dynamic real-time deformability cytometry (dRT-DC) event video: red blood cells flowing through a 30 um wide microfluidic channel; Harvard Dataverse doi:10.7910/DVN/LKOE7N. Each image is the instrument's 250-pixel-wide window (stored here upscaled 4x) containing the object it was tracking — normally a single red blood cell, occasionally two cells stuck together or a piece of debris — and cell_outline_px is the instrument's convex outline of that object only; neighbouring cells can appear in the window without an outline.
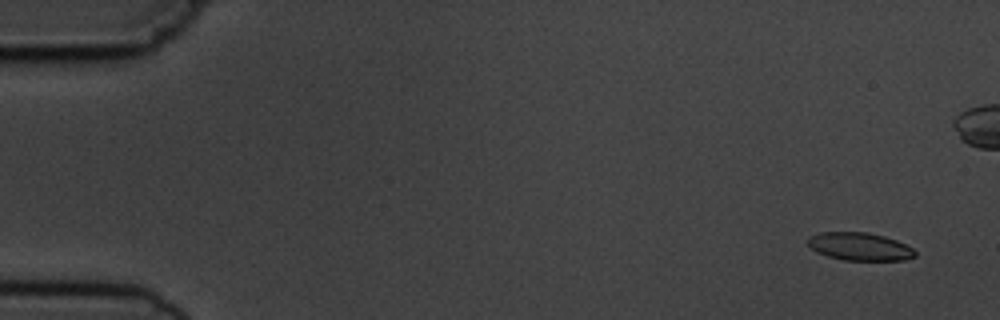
{"species": "common noctule bat (a hibernating species)", "species_latin": "Nyctalus noctula", "temperature_condition": "cold", "stored_images_in_passage": 7, "segment_of_instrument_passage": [1, 2], "camera_frame_rate_fps": 3000, "um_per_image_px": 0.085, "animal": {"sex": "male", "body_mass_g": 19.5, "forearm_length_mm": 54.6}, "frame": {"image": 1, "passage_image": 1, "time_ms": 0.0, "image_size_px": [1000, 320], "cell_outline_px": [[916, 256], [904, 260], [844, 260], [828, 256], [816, 252], [808, 244], [808, 240], [812, 236], [820, 232], [868, 232], [884, 236], [896, 240], [912, 248], [916, 252]], "centroid_in_image_um": [73.09, 20.95], "position_along_channel_um": 11.9, "area_um2": 17.28}}
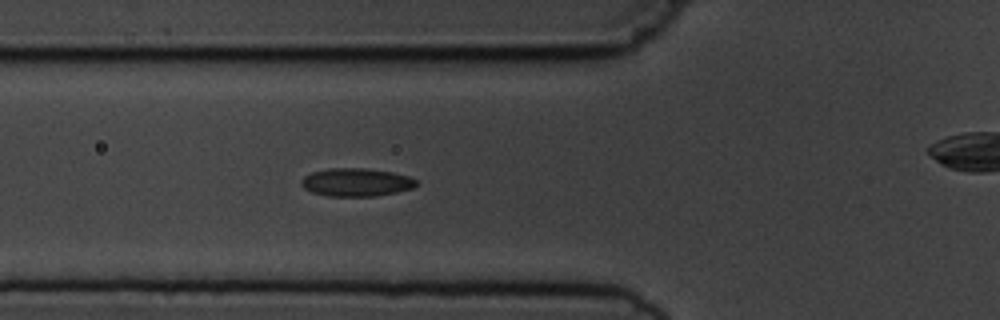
{"frame": {"image": 2, "passage_image": 6, "time_ms": 5.667, "image_size_px": [1000, 320], "cell_outline_px": [[416, 184], [412, 188], [396, 192], [376, 196], [328, 196], [312, 192], [304, 188], [300, 184], [300, 180], [304, 176], [312, 172], [328, 168], [368, 168], [392, 172], [408, 176], [416, 180]], "centroid_in_image_um": [30.24, 15.48], "position_along_channel_um": 95.6, "area_um2": 18.84}}